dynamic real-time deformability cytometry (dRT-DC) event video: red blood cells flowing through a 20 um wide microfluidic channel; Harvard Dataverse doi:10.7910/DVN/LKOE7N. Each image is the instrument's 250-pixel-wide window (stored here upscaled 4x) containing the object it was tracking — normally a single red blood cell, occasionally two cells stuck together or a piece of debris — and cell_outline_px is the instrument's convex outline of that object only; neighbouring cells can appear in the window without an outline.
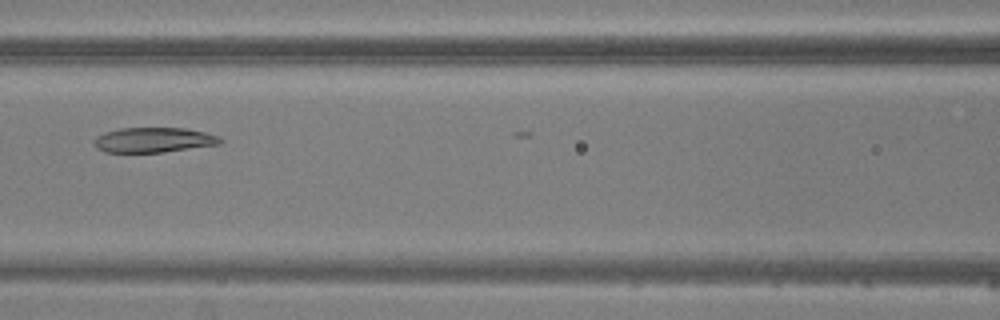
{"species": "common noctule bat (a hibernating species)", "species_latin": "Nyctalus noctula", "temperature_condition": "warm", "stored_images_in_passage": 6, "camera_frame_rate_fps": 3000, "um_per_image_px": 0.085, "animal": {"sex": "male", "body_mass_g": 20.5, "forearm_length_mm": 52.5}, "frame": {"image": 1, "passage_image": 6, "time_ms": 6.0, "image_size_px": [1000, 320], "cell_outline_px": [[224, 140], [220, 144], [164, 152], [104, 152], [96, 148], [92, 140], [96, 136], [104, 132], [120, 128], [184, 128], [204, 132], [220, 136]], "centroid_in_image_um": [13.04, 11.89], "position_along_channel_um": 153.6, "area_um2": 18.5}}